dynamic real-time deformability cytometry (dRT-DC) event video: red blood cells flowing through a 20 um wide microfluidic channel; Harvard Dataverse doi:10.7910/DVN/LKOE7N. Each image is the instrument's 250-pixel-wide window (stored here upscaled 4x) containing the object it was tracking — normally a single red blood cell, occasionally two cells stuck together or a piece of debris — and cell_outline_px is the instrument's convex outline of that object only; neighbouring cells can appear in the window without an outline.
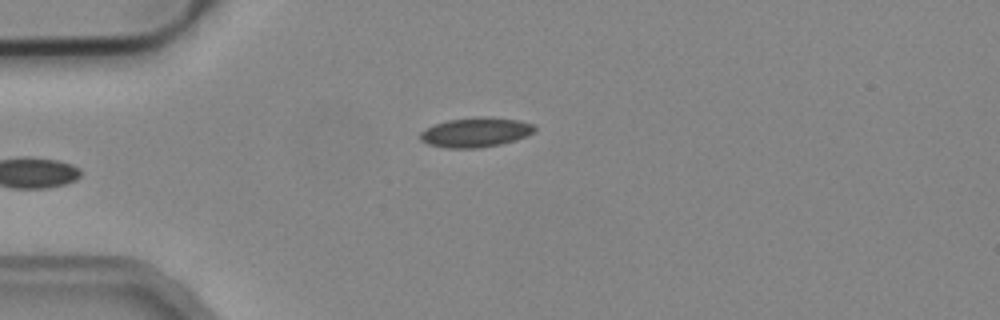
{"species": "common noctule bat (a hibernating species)", "species_latin": "Nyctalus noctula", "temperature_condition": "cold", "stored_images_in_passage": 3, "camera_frame_rate_fps": 3000, "um_per_image_px": 0.085, "animal": {"sex": "male", "body_mass_g": 19.2, "forearm_length_mm": 51.8}, "frame": {"image": 1, "passage_image": 3, "time_ms": 0.667, "image_size_px": [1000, 320], "cell_outline_px": [[536, 128], [528, 136], [516, 140], [500, 144], [480, 148], [444, 148], [428, 144], [420, 140], [420, 132], [424, 128], [448, 120], [476, 116], [492, 116], [520, 120], [536, 124]], "centroid_in_image_um": [40.45, 11.23], "position_along_channel_um": 44.5, "area_um2": 20.17}}